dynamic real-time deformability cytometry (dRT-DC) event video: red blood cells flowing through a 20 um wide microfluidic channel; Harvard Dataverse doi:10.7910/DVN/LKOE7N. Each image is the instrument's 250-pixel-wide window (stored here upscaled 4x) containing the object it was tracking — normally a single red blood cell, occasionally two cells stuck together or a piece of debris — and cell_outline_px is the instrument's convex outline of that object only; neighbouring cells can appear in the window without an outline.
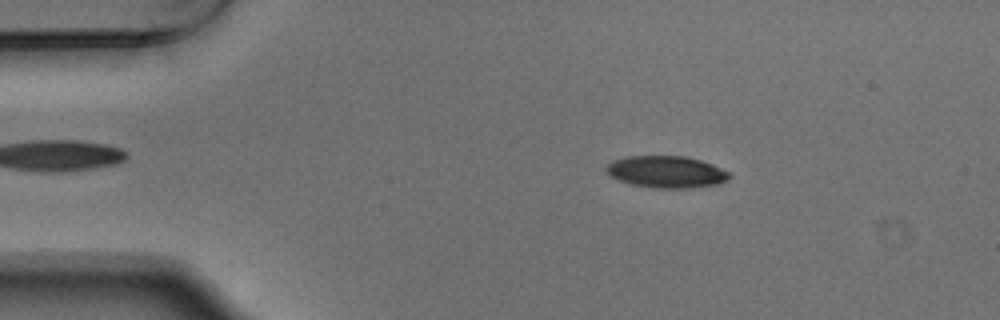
{"species": "Egyptian fruit bat (a non-hibernating species)", "species_latin": "Rousettus aegyptiacus", "temperature_condition": "warm", "stored_images_in_passage": 53, "camera_frame_rate_fps": 3000, "um_per_image_px": 0.085, "animal": {"sex": "male"}, "frame": {"image": 1, "passage_image": 9, "time_ms": 2.667, "image_size_px": [1000, 320], "cell_outline_px": [[732, 176], [728, 180], [720, 184], [688, 188], [652, 188], [628, 184], [612, 176], [604, 168], [612, 160], [628, 156], [688, 156], [712, 164], [728, 172]], "centroid_in_image_um": [56.65, 14.61], "position_along_channel_um": 28.3, "area_um2": 23.0}}
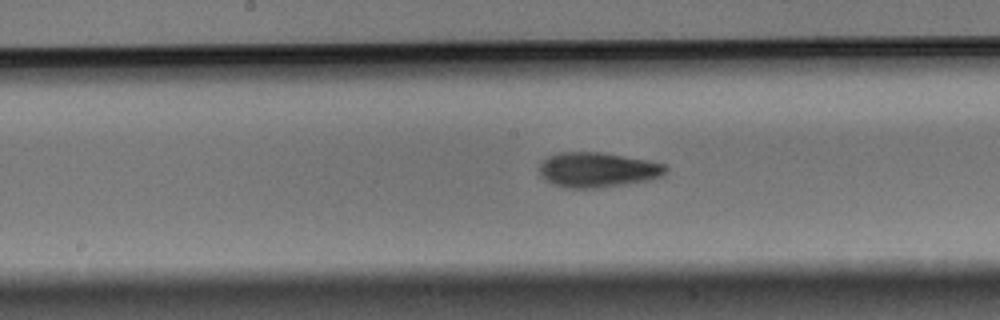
{"frame": {"image": 2, "passage_image": 27, "time_ms": 8.667, "image_size_px": [1000, 320], "cell_outline_px": [[668, 168], [664, 176], [652, 180], [600, 188], [568, 188], [552, 184], [544, 180], [540, 176], [540, 164], [548, 156], [560, 152], [600, 152], [644, 160], [664, 164]], "centroid_in_image_um": [50.79, 14.45], "position_along_channel_um": 197.4, "area_um2": 25.84}}
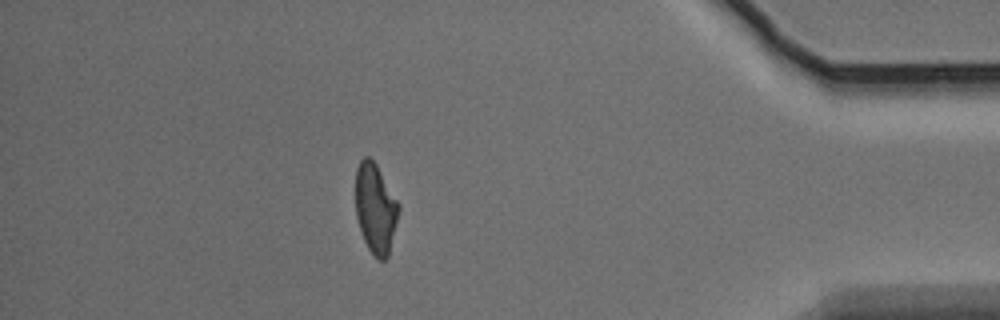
{"frame": {"image": 3, "passage_image": 47, "time_ms": 15.333, "image_size_px": [1000, 320], "cell_outline_px": [[400, 208], [388, 256], [384, 260], [380, 260], [368, 248], [364, 240], [356, 216], [356, 168], [360, 160], [364, 156], [368, 156], [376, 164], [400, 204]], "centroid_in_image_um": [31.92, 17.68], "position_along_channel_um": 403.3, "area_um2": 22.37}, "authors_computed_cell_mechanics": {"area_um2": 23.987, "velocity_mm_per_s": 3.7395, "shape_relaxation_time_tau1_ms": 4.9269, "shape_relaxation_time_tau2_ms": 3.8661, "deformation_change_tau1": 0.1684, "deformation_change_tau2": 0.1134}}